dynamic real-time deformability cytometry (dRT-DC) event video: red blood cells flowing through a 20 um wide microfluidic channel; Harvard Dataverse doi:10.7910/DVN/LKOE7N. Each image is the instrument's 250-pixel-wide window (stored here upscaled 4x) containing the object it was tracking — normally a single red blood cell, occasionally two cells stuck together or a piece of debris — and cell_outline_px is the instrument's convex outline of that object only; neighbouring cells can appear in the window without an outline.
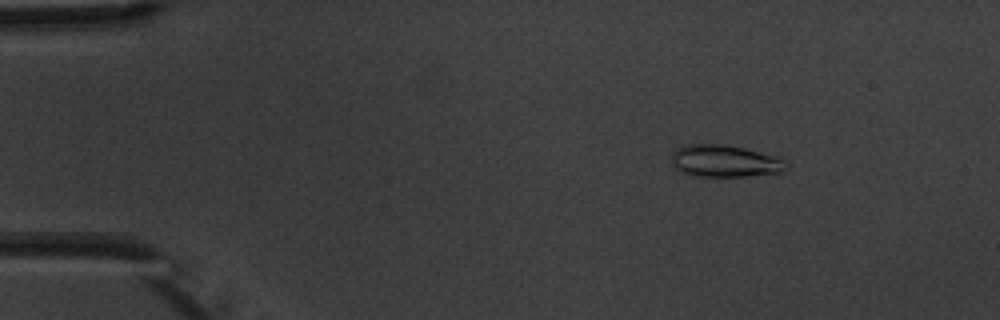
{"species": "common noctule bat (a hibernating species)", "species_latin": "Nyctalus noctula", "temperature_condition": "warm", "stored_images_in_passage": 4, "camera_frame_rate_fps": 3000, "um_per_image_px": 0.085, "animal": {"sex": "male", "body_mass_g": 20.1, "forearm_length_mm": 53.5}, "frame": {"image": 1, "passage_image": 2, "time_ms": 2.0, "image_size_px": [1000, 320], "cell_outline_px": [[788, 168], [784, 172], [744, 176], [700, 176], [684, 172], [676, 168], [672, 164], [672, 152], [688, 144], [724, 144], [744, 148], [780, 156], [788, 164]], "centroid_in_image_um": [61.69, 13.68], "position_along_channel_um": 23.3, "area_um2": 21.44}}